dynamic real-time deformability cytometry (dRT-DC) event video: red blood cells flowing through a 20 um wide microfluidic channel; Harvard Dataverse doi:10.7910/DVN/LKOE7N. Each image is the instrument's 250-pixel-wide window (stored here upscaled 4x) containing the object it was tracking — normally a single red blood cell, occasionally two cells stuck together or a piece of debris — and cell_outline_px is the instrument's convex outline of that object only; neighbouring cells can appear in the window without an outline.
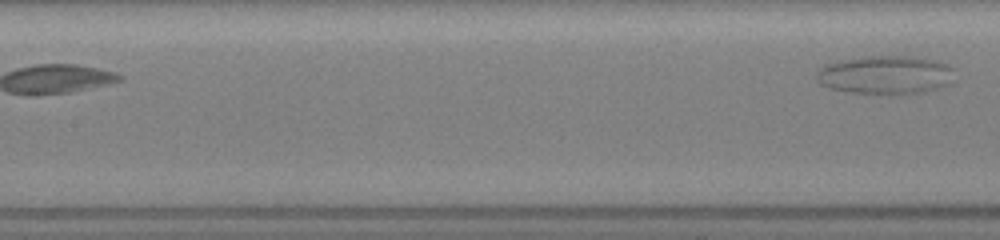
{"species": "common noctule bat (a hibernating species)", "species_latin": "Nyctalus noctula", "temperature_condition": "room temperature", "stored_images_in_passage": 20, "segment_of_instrument_passage": [2, 2], "camera_frame_rate_fps": 3000, "um_per_image_px": 0.085, "animal": {"sex": "female", "body_mass_g": 19.5, "forearm_length_mm": 54.1}, "frame": {"image": 1, "passage_image": 20, "time_ms": 4.333, "image_size_px": [1000, 240], "cell_outline_px": [[948, 68], [944, 84], [936, 88], [924, 92], [844, 92], [828, 88], [820, 84], [816, 76], [828, 64], [840, 60], [864, 56], [924, 56], [940, 60]], "centroid_in_image_um": [75.16, 6.32], "position_along_channel_um": 132.2, "area_um2": 29.65}}